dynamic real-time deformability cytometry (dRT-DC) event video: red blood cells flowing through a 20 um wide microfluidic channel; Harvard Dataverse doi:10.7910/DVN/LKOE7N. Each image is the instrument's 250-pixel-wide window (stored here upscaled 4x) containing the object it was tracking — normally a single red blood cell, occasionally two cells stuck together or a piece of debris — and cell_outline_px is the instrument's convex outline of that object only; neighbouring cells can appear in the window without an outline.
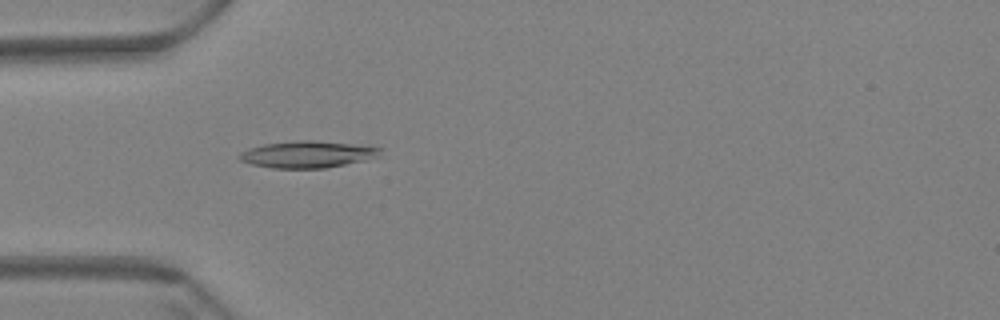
{"species": "Egyptian fruit bat (a non-hibernating species)", "species_latin": "Rousettus aegyptiacus", "temperature_condition": "warm", "stored_images_in_passage": 59, "camera_frame_rate_fps": 3000, "um_per_image_px": 0.085, "animal": {"sex": "female"}, "frame": {"image": 1, "passage_image": 18, "time_ms": 5.667, "image_size_px": [1000, 320], "cell_outline_px": [[380, 148], [376, 156], [364, 160], [324, 168], [272, 168], [252, 164], [240, 160], [236, 156], [240, 152], [248, 148], [264, 144], [304, 140], [308, 140], [348, 144]], "centroid_in_image_um": [26.0, 13.13], "position_along_channel_um": 59.0, "area_um2": 21.33}}
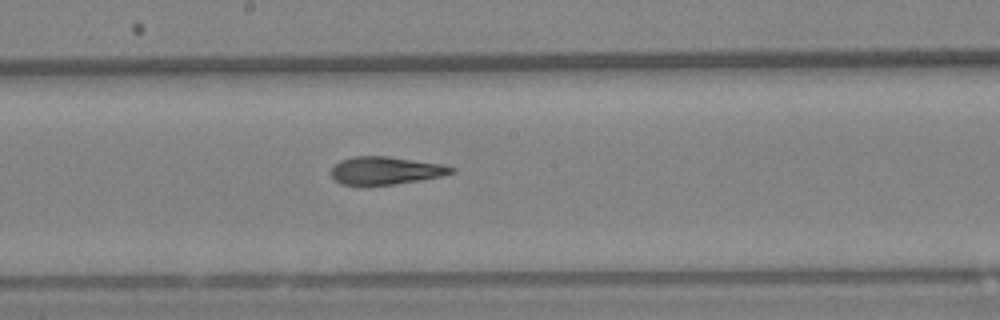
{"frame": {"image": 2, "passage_image": 32, "time_ms": 10.333, "image_size_px": [1000, 320], "cell_outline_px": [[456, 172], [440, 176], [420, 180], [392, 184], [340, 184], [332, 176], [332, 168], [340, 160], [352, 156], [388, 156], [440, 164], [456, 168]], "centroid_in_image_um": [32.79, 14.48], "position_along_channel_um": 215.4, "area_um2": 19.13}}
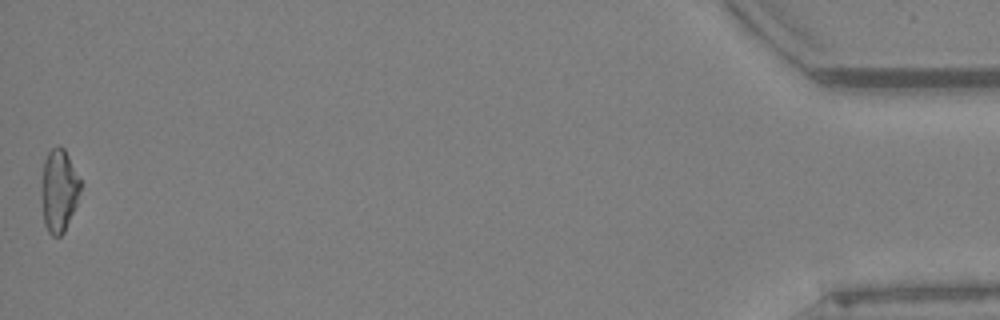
{"frame": {"image": 3, "passage_image": 59, "time_ms": 19.333, "image_size_px": [1000, 320], "cell_outline_px": [[80, 192], [76, 204], [64, 232], [60, 236], [52, 236], [48, 232], [44, 224], [40, 188], [40, 180], [44, 160], [48, 152], [52, 148], [60, 144], [64, 148], [80, 180]], "centroid_in_image_um": [4.97, 16.18], "position_along_channel_um": 430.2, "area_um2": 18.96}, "authors_computed_cell_mechanics": {"area_um2": 19.9988, "velocity_mm_per_s": 3.4466, "shape_relaxation_time_tau1_ms": null, "shape_relaxation_time_tau2_ms": 2.9963, "deformation_change_tau1": null, "deformation_change_tau2": 0.1315}}